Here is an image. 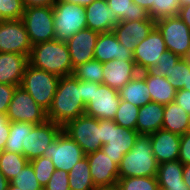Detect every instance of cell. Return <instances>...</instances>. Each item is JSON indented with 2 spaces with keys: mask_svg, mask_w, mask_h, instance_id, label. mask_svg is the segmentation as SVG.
Wrapping results in <instances>:
<instances>
[{
  "mask_svg": "<svg viewBox=\"0 0 190 190\" xmlns=\"http://www.w3.org/2000/svg\"><path fill=\"white\" fill-rule=\"evenodd\" d=\"M107 3L120 21H138L150 18L149 12L135 4L133 0H107Z\"/></svg>",
  "mask_w": 190,
  "mask_h": 190,
  "instance_id": "28",
  "label": "cell"
},
{
  "mask_svg": "<svg viewBox=\"0 0 190 190\" xmlns=\"http://www.w3.org/2000/svg\"><path fill=\"white\" fill-rule=\"evenodd\" d=\"M121 100L139 108L151 102V95L145 79L138 73L131 81L118 90Z\"/></svg>",
  "mask_w": 190,
  "mask_h": 190,
  "instance_id": "26",
  "label": "cell"
},
{
  "mask_svg": "<svg viewBox=\"0 0 190 190\" xmlns=\"http://www.w3.org/2000/svg\"><path fill=\"white\" fill-rule=\"evenodd\" d=\"M103 84L119 90L139 72L134 61L116 60L103 63Z\"/></svg>",
  "mask_w": 190,
  "mask_h": 190,
  "instance_id": "22",
  "label": "cell"
},
{
  "mask_svg": "<svg viewBox=\"0 0 190 190\" xmlns=\"http://www.w3.org/2000/svg\"><path fill=\"white\" fill-rule=\"evenodd\" d=\"M29 162L23 154L0 151V172L10 181Z\"/></svg>",
  "mask_w": 190,
  "mask_h": 190,
  "instance_id": "32",
  "label": "cell"
},
{
  "mask_svg": "<svg viewBox=\"0 0 190 190\" xmlns=\"http://www.w3.org/2000/svg\"><path fill=\"white\" fill-rule=\"evenodd\" d=\"M153 155L158 164L178 160L181 136L159 129L149 135Z\"/></svg>",
  "mask_w": 190,
  "mask_h": 190,
  "instance_id": "20",
  "label": "cell"
},
{
  "mask_svg": "<svg viewBox=\"0 0 190 190\" xmlns=\"http://www.w3.org/2000/svg\"><path fill=\"white\" fill-rule=\"evenodd\" d=\"M9 181L6 177L0 172V190H7Z\"/></svg>",
  "mask_w": 190,
  "mask_h": 190,
  "instance_id": "54",
  "label": "cell"
},
{
  "mask_svg": "<svg viewBox=\"0 0 190 190\" xmlns=\"http://www.w3.org/2000/svg\"><path fill=\"white\" fill-rule=\"evenodd\" d=\"M155 27V20L120 21L114 28L118 42L134 52L136 46L145 39Z\"/></svg>",
  "mask_w": 190,
  "mask_h": 190,
  "instance_id": "18",
  "label": "cell"
},
{
  "mask_svg": "<svg viewBox=\"0 0 190 190\" xmlns=\"http://www.w3.org/2000/svg\"><path fill=\"white\" fill-rule=\"evenodd\" d=\"M185 59L190 63V47L187 55L185 56Z\"/></svg>",
  "mask_w": 190,
  "mask_h": 190,
  "instance_id": "59",
  "label": "cell"
},
{
  "mask_svg": "<svg viewBox=\"0 0 190 190\" xmlns=\"http://www.w3.org/2000/svg\"><path fill=\"white\" fill-rule=\"evenodd\" d=\"M96 190H120V188L117 185H115L112 187H99Z\"/></svg>",
  "mask_w": 190,
  "mask_h": 190,
  "instance_id": "55",
  "label": "cell"
},
{
  "mask_svg": "<svg viewBox=\"0 0 190 190\" xmlns=\"http://www.w3.org/2000/svg\"><path fill=\"white\" fill-rule=\"evenodd\" d=\"M178 160L183 164H190V131L181 135Z\"/></svg>",
  "mask_w": 190,
  "mask_h": 190,
  "instance_id": "44",
  "label": "cell"
},
{
  "mask_svg": "<svg viewBox=\"0 0 190 190\" xmlns=\"http://www.w3.org/2000/svg\"><path fill=\"white\" fill-rule=\"evenodd\" d=\"M165 50L167 48L163 36L155 26L149 35L136 46L133 52V58L138 72L153 69Z\"/></svg>",
  "mask_w": 190,
  "mask_h": 190,
  "instance_id": "14",
  "label": "cell"
},
{
  "mask_svg": "<svg viewBox=\"0 0 190 190\" xmlns=\"http://www.w3.org/2000/svg\"><path fill=\"white\" fill-rule=\"evenodd\" d=\"M63 132L74 140L83 150L90 154L101 149V128L99 119L82 114L63 127Z\"/></svg>",
  "mask_w": 190,
  "mask_h": 190,
  "instance_id": "8",
  "label": "cell"
},
{
  "mask_svg": "<svg viewBox=\"0 0 190 190\" xmlns=\"http://www.w3.org/2000/svg\"><path fill=\"white\" fill-rule=\"evenodd\" d=\"M90 173L96 188L112 187L119 179V166L107 156L102 149L86 155Z\"/></svg>",
  "mask_w": 190,
  "mask_h": 190,
  "instance_id": "16",
  "label": "cell"
},
{
  "mask_svg": "<svg viewBox=\"0 0 190 190\" xmlns=\"http://www.w3.org/2000/svg\"><path fill=\"white\" fill-rule=\"evenodd\" d=\"M139 107L121 100L118 110L113 121L123 128L136 130Z\"/></svg>",
  "mask_w": 190,
  "mask_h": 190,
  "instance_id": "34",
  "label": "cell"
},
{
  "mask_svg": "<svg viewBox=\"0 0 190 190\" xmlns=\"http://www.w3.org/2000/svg\"><path fill=\"white\" fill-rule=\"evenodd\" d=\"M177 16L190 28V4L180 6Z\"/></svg>",
  "mask_w": 190,
  "mask_h": 190,
  "instance_id": "49",
  "label": "cell"
},
{
  "mask_svg": "<svg viewBox=\"0 0 190 190\" xmlns=\"http://www.w3.org/2000/svg\"><path fill=\"white\" fill-rule=\"evenodd\" d=\"M174 102L181 106L187 114H190V91L184 89L177 90Z\"/></svg>",
  "mask_w": 190,
  "mask_h": 190,
  "instance_id": "46",
  "label": "cell"
},
{
  "mask_svg": "<svg viewBox=\"0 0 190 190\" xmlns=\"http://www.w3.org/2000/svg\"><path fill=\"white\" fill-rule=\"evenodd\" d=\"M184 165L179 161H169L159 164L157 180L159 185L185 184L183 180Z\"/></svg>",
  "mask_w": 190,
  "mask_h": 190,
  "instance_id": "31",
  "label": "cell"
},
{
  "mask_svg": "<svg viewBox=\"0 0 190 190\" xmlns=\"http://www.w3.org/2000/svg\"><path fill=\"white\" fill-rule=\"evenodd\" d=\"M32 44L22 20H0V52L30 55Z\"/></svg>",
  "mask_w": 190,
  "mask_h": 190,
  "instance_id": "13",
  "label": "cell"
},
{
  "mask_svg": "<svg viewBox=\"0 0 190 190\" xmlns=\"http://www.w3.org/2000/svg\"><path fill=\"white\" fill-rule=\"evenodd\" d=\"M180 9L179 0H155L153 7L148 11L153 20L177 16Z\"/></svg>",
  "mask_w": 190,
  "mask_h": 190,
  "instance_id": "38",
  "label": "cell"
},
{
  "mask_svg": "<svg viewBox=\"0 0 190 190\" xmlns=\"http://www.w3.org/2000/svg\"><path fill=\"white\" fill-rule=\"evenodd\" d=\"M82 101L81 80L74 75L60 77L52 104L47 110V120L62 127L85 114Z\"/></svg>",
  "mask_w": 190,
  "mask_h": 190,
  "instance_id": "1",
  "label": "cell"
},
{
  "mask_svg": "<svg viewBox=\"0 0 190 190\" xmlns=\"http://www.w3.org/2000/svg\"><path fill=\"white\" fill-rule=\"evenodd\" d=\"M146 81L151 102L166 105L175 100L177 90L168 82L167 77L155 74L151 70L139 73Z\"/></svg>",
  "mask_w": 190,
  "mask_h": 190,
  "instance_id": "25",
  "label": "cell"
},
{
  "mask_svg": "<svg viewBox=\"0 0 190 190\" xmlns=\"http://www.w3.org/2000/svg\"><path fill=\"white\" fill-rule=\"evenodd\" d=\"M120 190H160L156 176L119 178Z\"/></svg>",
  "mask_w": 190,
  "mask_h": 190,
  "instance_id": "35",
  "label": "cell"
},
{
  "mask_svg": "<svg viewBox=\"0 0 190 190\" xmlns=\"http://www.w3.org/2000/svg\"><path fill=\"white\" fill-rule=\"evenodd\" d=\"M103 63L93 59L79 65L74 69L73 75L82 81L97 82L103 84Z\"/></svg>",
  "mask_w": 190,
  "mask_h": 190,
  "instance_id": "33",
  "label": "cell"
},
{
  "mask_svg": "<svg viewBox=\"0 0 190 190\" xmlns=\"http://www.w3.org/2000/svg\"><path fill=\"white\" fill-rule=\"evenodd\" d=\"M57 0H23L25 7L53 6Z\"/></svg>",
  "mask_w": 190,
  "mask_h": 190,
  "instance_id": "48",
  "label": "cell"
},
{
  "mask_svg": "<svg viewBox=\"0 0 190 190\" xmlns=\"http://www.w3.org/2000/svg\"><path fill=\"white\" fill-rule=\"evenodd\" d=\"M62 131V126L48 120L36 125L32 130H27L26 158L30 161L43 156L47 147L56 140Z\"/></svg>",
  "mask_w": 190,
  "mask_h": 190,
  "instance_id": "15",
  "label": "cell"
},
{
  "mask_svg": "<svg viewBox=\"0 0 190 190\" xmlns=\"http://www.w3.org/2000/svg\"><path fill=\"white\" fill-rule=\"evenodd\" d=\"M60 77L28 64L21 87H23L46 111L50 108Z\"/></svg>",
  "mask_w": 190,
  "mask_h": 190,
  "instance_id": "6",
  "label": "cell"
},
{
  "mask_svg": "<svg viewBox=\"0 0 190 190\" xmlns=\"http://www.w3.org/2000/svg\"><path fill=\"white\" fill-rule=\"evenodd\" d=\"M101 128L102 151L118 165L124 154L128 153L139 136L136 130L123 128L113 120L99 119Z\"/></svg>",
  "mask_w": 190,
  "mask_h": 190,
  "instance_id": "4",
  "label": "cell"
},
{
  "mask_svg": "<svg viewBox=\"0 0 190 190\" xmlns=\"http://www.w3.org/2000/svg\"><path fill=\"white\" fill-rule=\"evenodd\" d=\"M10 121L6 114H0V151L4 150L9 137Z\"/></svg>",
  "mask_w": 190,
  "mask_h": 190,
  "instance_id": "45",
  "label": "cell"
},
{
  "mask_svg": "<svg viewBox=\"0 0 190 190\" xmlns=\"http://www.w3.org/2000/svg\"><path fill=\"white\" fill-rule=\"evenodd\" d=\"M28 64L27 55L0 52V83L21 86Z\"/></svg>",
  "mask_w": 190,
  "mask_h": 190,
  "instance_id": "23",
  "label": "cell"
},
{
  "mask_svg": "<svg viewBox=\"0 0 190 190\" xmlns=\"http://www.w3.org/2000/svg\"><path fill=\"white\" fill-rule=\"evenodd\" d=\"M183 180L185 184L189 187L190 189V164L184 165L183 169Z\"/></svg>",
  "mask_w": 190,
  "mask_h": 190,
  "instance_id": "52",
  "label": "cell"
},
{
  "mask_svg": "<svg viewBox=\"0 0 190 190\" xmlns=\"http://www.w3.org/2000/svg\"><path fill=\"white\" fill-rule=\"evenodd\" d=\"M35 171V176L42 188H44L55 171V167L50 158L41 156L29 161Z\"/></svg>",
  "mask_w": 190,
  "mask_h": 190,
  "instance_id": "39",
  "label": "cell"
},
{
  "mask_svg": "<svg viewBox=\"0 0 190 190\" xmlns=\"http://www.w3.org/2000/svg\"><path fill=\"white\" fill-rule=\"evenodd\" d=\"M118 166L119 178L157 176L159 164L153 155L149 135H139Z\"/></svg>",
  "mask_w": 190,
  "mask_h": 190,
  "instance_id": "3",
  "label": "cell"
},
{
  "mask_svg": "<svg viewBox=\"0 0 190 190\" xmlns=\"http://www.w3.org/2000/svg\"><path fill=\"white\" fill-rule=\"evenodd\" d=\"M133 2L149 11L153 7L155 0H133Z\"/></svg>",
  "mask_w": 190,
  "mask_h": 190,
  "instance_id": "51",
  "label": "cell"
},
{
  "mask_svg": "<svg viewBox=\"0 0 190 190\" xmlns=\"http://www.w3.org/2000/svg\"><path fill=\"white\" fill-rule=\"evenodd\" d=\"M65 1L76 5L87 6L90 5L94 0H65Z\"/></svg>",
  "mask_w": 190,
  "mask_h": 190,
  "instance_id": "53",
  "label": "cell"
},
{
  "mask_svg": "<svg viewBox=\"0 0 190 190\" xmlns=\"http://www.w3.org/2000/svg\"><path fill=\"white\" fill-rule=\"evenodd\" d=\"M161 32L167 50L185 58L190 47V28L178 16L161 18L155 21Z\"/></svg>",
  "mask_w": 190,
  "mask_h": 190,
  "instance_id": "10",
  "label": "cell"
},
{
  "mask_svg": "<svg viewBox=\"0 0 190 190\" xmlns=\"http://www.w3.org/2000/svg\"><path fill=\"white\" fill-rule=\"evenodd\" d=\"M162 129L183 135L189 131V114L174 101L164 105V118Z\"/></svg>",
  "mask_w": 190,
  "mask_h": 190,
  "instance_id": "27",
  "label": "cell"
},
{
  "mask_svg": "<svg viewBox=\"0 0 190 190\" xmlns=\"http://www.w3.org/2000/svg\"><path fill=\"white\" fill-rule=\"evenodd\" d=\"M179 4H180V6L190 4V0H179Z\"/></svg>",
  "mask_w": 190,
  "mask_h": 190,
  "instance_id": "58",
  "label": "cell"
},
{
  "mask_svg": "<svg viewBox=\"0 0 190 190\" xmlns=\"http://www.w3.org/2000/svg\"><path fill=\"white\" fill-rule=\"evenodd\" d=\"M87 28L99 32H113V28L120 22L113 9L108 7L107 0H94L85 6Z\"/></svg>",
  "mask_w": 190,
  "mask_h": 190,
  "instance_id": "19",
  "label": "cell"
},
{
  "mask_svg": "<svg viewBox=\"0 0 190 190\" xmlns=\"http://www.w3.org/2000/svg\"><path fill=\"white\" fill-rule=\"evenodd\" d=\"M181 59V57L177 54L172 53L169 50H165V52L160 56L157 65L151 69L157 75L162 77H167V73H169L174 67V65Z\"/></svg>",
  "mask_w": 190,
  "mask_h": 190,
  "instance_id": "41",
  "label": "cell"
},
{
  "mask_svg": "<svg viewBox=\"0 0 190 190\" xmlns=\"http://www.w3.org/2000/svg\"><path fill=\"white\" fill-rule=\"evenodd\" d=\"M82 101L87 105L91 100L92 82L81 80Z\"/></svg>",
  "mask_w": 190,
  "mask_h": 190,
  "instance_id": "47",
  "label": "cell"
},
{
  "mask_svg": "<svg viewBox=\"0 0 190 190\" xmlns=\"http://www.w3.org/2000/svg\"><path fill=\"white\" fill-rule=\"evenodd\" d=\"M36 125L28 122H10L9 137L4 150L23 154L26 157L27 130H32Z\"/></svg>",
  "mask_w": 190,
  "mask_h": 190,
  "instance_id": "29",
  "label": "cell"
},
{
  "mask_svg": "<svg viewBox=\"0 0 190 190\" xmlns=\"http://www.w3.org/2000/svg\"><path fill=\"white\" fill-rule=\"evenodd\" d=\"M6 115L10 122L38 125L47 121V111L21 86L16 87Z\"/></svg>",
  "mask_w": 190,
  "mask_h": 190,
  "instance_id": "9",
  "label": "cell"
},
{
  "mask_svg": "<svg viewBox=\"0 0 190 190\" xmlns=\"http://www.w3.org/2000/svg\"><path fill=\"white\" fill-rule=\"evenodd\" d=\"M188 72H190V63L181 58L167 73V80L176 90L182 89L183 86H187Z\"/></svg>",
  "mask_w": 190,
  "mask_h": 190,
  "instance_id": "37",
  "label": "cell"
},
{
  "mask_svg": "<svg viewBox=\"0 0 190 190\" xmlns=\"http://www.w3.org/2000/svg\"><path fill=\"white\" fill-rule=\"evenodd\" d=\"M24 11L23 0H0V20H20Z\"/></svg>",
  "mask_w": 190,
  "mask_h": 190,
  "instance_id": "40",
  "label": "cell"
},
{
  "mask_svg": "<svg viewBox=\"0 0 190 190\" xmlns=\"http://www.w3.org/2000/svg\"><path fill=\"white\" fill-rule=\"evenodd\" d=\"M189 131H190V114H189Z\"/></svg>",
  "mask_w": 190,
  "mask_h": 190,
  "instance_id": "60",
  "label": "cell"
},
{
  "mask_svg": "<svg viewBox=\"0 0 190 190\" xmlns=\"http://www.w3.org/2000/svg\"><path fill=\"white\" fill-rule=\"evenodd\" d=\"M164 105L149 102L139 108L136 131L139 135H150L162 129Z\"/></svg>",
  "mask_w": 190,
  "mask_h": 190,
  "instance_id": "24",
  "label": "cell"
},
{
  "mask_svg": "<svg viewBox=\"0 0 190 190\" xmlns=\"http://www.w3.org/2000/svg\"><path fill=\"white\" fill-rule=\"evenodd\" d=\"M17 86L0 83V114H6Z\"/></svg>",
  "mask_w": 190,
  "mask_h": 190,
  "instance_id": "43",
  "label": "cell"
},
{
  "mask_svg": "<svg viewBox=\"0 0 190 190\" xmlns=\"http://www.w3.org/2000/svg\"><path fill=\"white\" fill-rule=\"evenodd\" d=\"M160 190H190L186 184L159 185Z\"/></svg>",
  "mask_w": 190,
  "mask_h": 190,
  "instance_id": "50",
  "label": "cell"
},
{
  "mask_svg": "<svg viewBox=\"0 0 190 190\" xmlns=\"http://www.w3.org/2000/svg\"><path fill=\"white\" fill-rule=\"evenodd\" d=\"M99 32L82 29L66 41L73 69L94 59V48Z\"/></svg>",
  "mask_w": 190,
  "mask_h": 190,
  "instance_id": "17",
  "label": "cell"
},
{
  "mask_svg": "<svg viewBox=\"0 0 190 190\" xmlns=\"http://www.w3.org/2000/svg\"><path fill=\"white\" fill-rule=\"evenodd\" d=\"M21 20L32 46L55 40L53 6L25 7Z\"/></svg>",
  "mask_w": 190,
  "mask_h": 190,
  "instance_id": "7",
  "label": "cell"
},
{
  "mask_svg": "<svg viewBox=\"0 0 190 190\" xmlns=\"http://www.w3.org/2000/svg\"><path fill=\"white\" fill-rule=\"evenodd\" d=\"M29 65L58 77L73 75L70 53L65 41L52 40L32 46Z\"/></svg>",
  "mask_w": 190,
  "mask_h": 190,
  "instance_id": "2",
  "label": "cell"
},
{
  "mask_svg": "<svg viewBox=\"0 0 190 190\" xmlns=\"http://www.w3.org/2000/svg\"><path fill=\"white\" fill-rule=\"evenodd\" d=\"M7 190H21L19 187L12 185L10 182L8 184Z\"/></svg>",
  "mask_w": 190,
  "mask_h": 190,
  "instance_id": "57",
  "label": "cell"
},
{
  "mask_svg": "<svg viewBox=\"0 0 190 190\" xmlns=\"http://www.w3.org/2000/svg\"><path fill=\"white\" fill-rule=\"evenodd\" d=\"M9 182L19 187L21 190L42 189V186L36 179L34 168L30 162H28Z\"/></svg>",
  "mask_w": 190,
  "mask_h": 190,
  "instance_id": "36",
  "label": "cell"
},
{
  "mask_svg": "<svg viewBox=\"0 0 190 190\" xmlns=\"http://www.w3.org/2000/svg\"><path fill=\"white\" fill-rule=\"evenodd\" d=\"M70 190H96L90 173V165L85 156L68 172Z\"/></svg>",
  "mask_w": 190,
  "mask_h": 190,
  "instance_id": "30",
  "label": "cell"
},
{
  "mask_svg": "<svg viewBox=\"0 0 190 190\" xmlns=\"http://www.w3.org/2000/svg\"><path fill=\"white\" fill-rule=\"evenodd\" d=\"M43 156L51 159L55 170L70 172L72 167L86 155L82 148L62 131L47 147Z\"/></svg>",
  "mask_w": 190,
  "mask_h": 190,
  "instance_id": "12",
  "label": "cell"
},
{
  "mask_svg": "<svg viewBox=\"0 0 190 190\" xmlns=\"http://www.w3.org/2000/svg\"><path fill=\"white\" fill-rule=\"evenodd\" d=\"M120 102L118 90L92 82L91 100L85 106V114L96 119L113 120Z\"/></svg>",
  "mask_w": 190,
  "mask_h": 190,
  "instance_id": "11",
  "label": "cell"
},
{
  "mask_svg": "<svg viewBox=\"0 0 190 190\" xmlns=\"http://www.w3.org/2000/svg\"><path fill=\"white\" fill-rule=\"evenodd\" d=\"M55 39L67 41L78 31L87 28L85 6L65 0L53 5Z\"/></svg>",
  "mask_w": 190,
  "mask_h": 190,
  "instance_id": "5",
  "label": "cell"
},
{
  "mask_svg": "<svg viewBox=\"0 0 190 190\" xmlns=\"http://www.w3.org/2000/svg\"><path fill=\"white\" fill-rule=\"evenodd\" d=\"M94 59L101 63L113 59L134 61L133 52L124 47L113 32L99 33L94 48Z\"/></svg>",
  "mask_w": 190,
  "mask_h": 190,
  "instance_id": "21",
  "label": "cell"
},
{
  "mask_svg": "<svg viewBox=\"0 0 190 190\" xmlns=\"http://www.w3.org/2000/svg\"><path fill=\"white\" fill-rule=\"evenodd\" d=\"M44 188L46 190H70L68 172L55 170Z\"/></svg>",
  "mask_w": 190,
  "mask_h": 190,
  "instance_id": "42",
  "label": "cell"
},
{
  "mask_svg": "<svg viewBox=\"0 0 190 190\" xmlns=\"http://www.w3.org/2000/svg\"><path fill=\"white\" fill-rule=\"evenodd\" d=\"M182 89L190 91V72H188L187 86H183Z\"/></svg>",
  "mask_w": 190,
  "mask_h": 190,
  "instance_id": "56",
  "label": "cell"
}]
</instances>
